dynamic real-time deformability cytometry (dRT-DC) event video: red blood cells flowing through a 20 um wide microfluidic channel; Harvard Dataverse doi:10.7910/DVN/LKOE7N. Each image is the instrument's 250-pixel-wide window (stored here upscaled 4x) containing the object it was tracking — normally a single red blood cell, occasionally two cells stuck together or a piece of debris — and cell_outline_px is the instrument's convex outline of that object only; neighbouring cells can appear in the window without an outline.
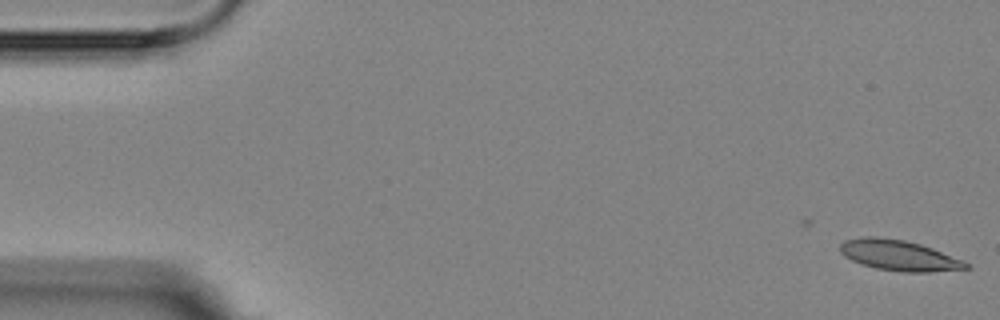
{"species": "Egyptian fruit bat (a non-hibernating species)", "species_latin": "Rousettus aegyptiacus", "temperature_condition": "room temperature", "stored_images_in_passage": 4, "camera_frame_rate_fps": 3000, "um_per_image_px": 0.085, "animal": {"sex": "female"}, "frame": {"image": 1, "passage_image": 1, "time_ms": 0.0, "image_size_px": [1000, 320], "cell_outline_px": [[972, 268], [928, 272], [900, 272], [876, 268], [860, 264], [844, 256], [840, 252], [840, 244], [844, 240], [864, 236], [876, 236], [904, 240], [920, 244], [932, 248], [964, 260]], "centroid_in_image_um": [76.4, 21.7], "position_along_channel_um": 8.6, "area_um2": 22.54}}